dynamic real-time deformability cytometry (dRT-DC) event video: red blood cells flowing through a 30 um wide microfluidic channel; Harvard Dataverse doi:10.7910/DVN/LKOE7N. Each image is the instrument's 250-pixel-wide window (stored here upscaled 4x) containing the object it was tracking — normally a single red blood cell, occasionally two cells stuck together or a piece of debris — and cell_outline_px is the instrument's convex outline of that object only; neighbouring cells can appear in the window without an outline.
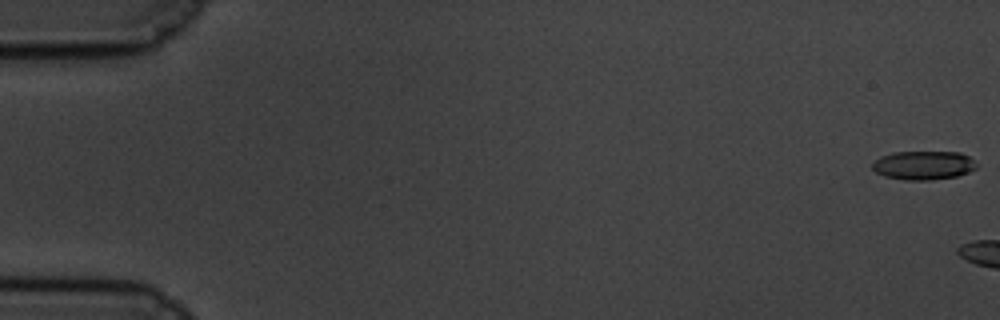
{"species": "common noctule bat (a hibernating species)", "species_latin": "Nyctalus noctula", "temperature_condition": "cold", "stored_images_in_passage": 6, "camera_frame_rate_fps": 3000, "um_per_image_px": 0.085, "animal": {"sex": "male", "body_mass_g": 19.5, "forearm_length_mm": 54.6}, "frame": {"image": 1, "passage_image": 1, "time_ms": 0.0, "image_size_px": [1000, 320], "cell_outline_px": [[976, 168], [968, 172], [956, 176], [928, 180], [904, 180], [884, 176], [876, 172], [872, 168], [872, 164], [880, 156], [892, 152], [960, 152], [968, 156], [976, 164]], "centroid_in_image_um": [78.46, 14.04], "position_along_channel_um": 6.5, "area_um2": 17.4}}